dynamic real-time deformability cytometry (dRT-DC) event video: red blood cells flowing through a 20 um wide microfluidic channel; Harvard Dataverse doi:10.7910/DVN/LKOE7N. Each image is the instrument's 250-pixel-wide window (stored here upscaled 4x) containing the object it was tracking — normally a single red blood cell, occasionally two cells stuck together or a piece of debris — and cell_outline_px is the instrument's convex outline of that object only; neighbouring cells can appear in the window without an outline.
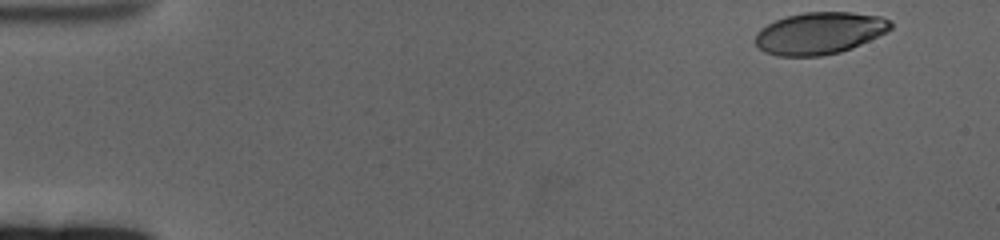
{"species": "human", "species_latin": "Homo sapiens", "temperature_condition": "cold", "stored_images_in_passage": 58, "camera_frame_rate_fps": 3000, "um_per_image_px": 0.085, "donor": {"sex": "female"}, "frame": {"image": 1, "passage_image": 1, "time_ms": 0.0, "image_size_px": [1000, 240], "cell_outline_px": [[892, 28], [888, 32], [852, 48], [840, 52], [820, 56], [776, 56], [764, 52], [756, 44], [756, 32], [760, 28], [776, 20], [788, 16], [804, 12], [852, 12], [880, 16], [892, 20]], "centroid_in_image_um": [69.69, 2.82], "position_along_channel_um": 15.3, "area_um2": 33.29}}
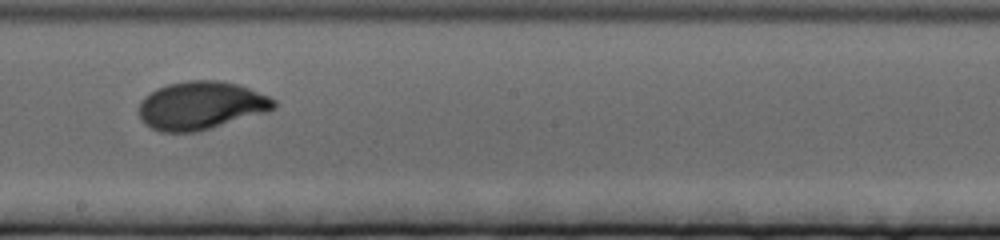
{"frame": {"image": 2, "passage_image": 32, "time_ms": 10.333, "image_size_px": [1000, 240], "cell_outline_px": [[276, 108], [268, 112], [196, 132], [160, 132], [144, 124], [140, 120], [140, 100], [144, 96], [156, 88], [168, 84], [188, 80], [220, 80], [236, 84], [248, 88], [268, 96], [276, 100]], "centroid_in_image_um": [17.07, 8.97], "position_along_channel_um": 231.1, "area_um2": 37.97}}
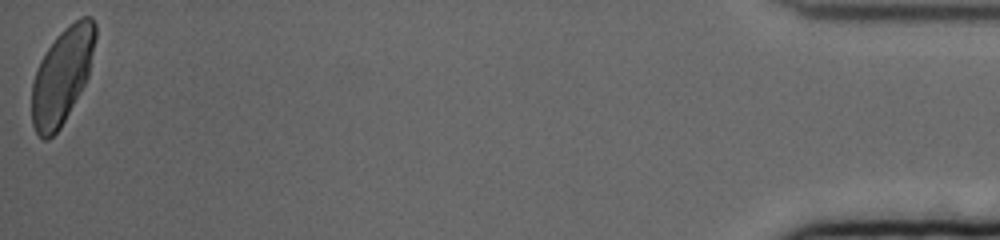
{"frame": {"image": 3, "passage_image": 58, "time_ms": 19.0, "image_size_px": [1000, 240], "cell_outline_px": [[96, 36], [88, 76], [80, 92], [60, 128], [48, 140], [44, 140], [36, 132], [32, 124], [32, 84], [36, 68], [40, 60], [56, 36], [64, 28], [80, 16], [92, 16], [96, 24]], "centroid_in_image_um": [5.27, 6.41], "position_along_channel_um": 429.9, "area_um2": 35.26}, "authors_computed_cell_mechanics": {"area_um2": 35.2291, "velocity_mm_per_s": 3.3029, "shape_relaxation_time_tau1_ms": 2.8942, "shape_relaxation_time_tau2_ms": null, "deformation_change_tau1": 0.1669, "deformation_change_tau2": null}}